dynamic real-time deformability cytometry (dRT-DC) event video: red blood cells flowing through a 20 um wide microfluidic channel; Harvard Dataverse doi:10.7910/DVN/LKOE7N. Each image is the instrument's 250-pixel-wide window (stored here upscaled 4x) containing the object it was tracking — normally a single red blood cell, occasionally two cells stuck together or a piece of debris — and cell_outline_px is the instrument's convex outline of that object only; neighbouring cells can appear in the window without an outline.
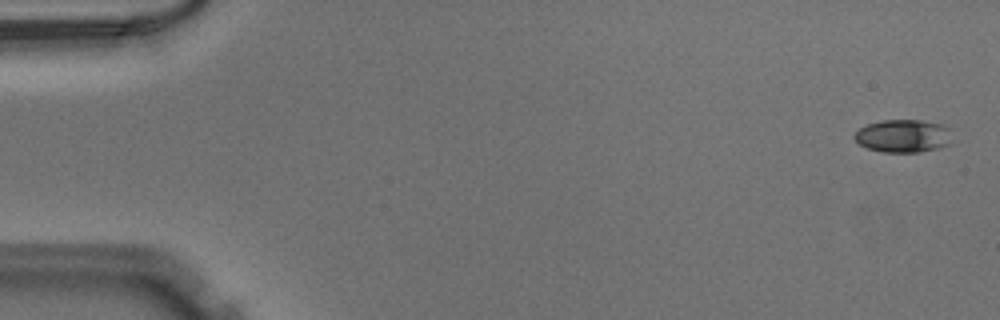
{"species": "Egyptian fruit bat (a non-hibernating species)", "species_latin": "Rousettus aegyptiacus", "temperature_condition": "warm", "stored_images_in_passage": 8, "camera_frame_rate_fps": 3000, "um_per_image_px": 0.085, "animal": {"sex": "male"}, "frame": {"image": 1, "passage_image": 1, "time_ms": 0.0, "image_size_px": [1000, 320], "cell_outline_px": [[952, 144], [920, 152], [884, 152], [868, 148], [860, 144], [852, 136], [860, 128], [868, 124], [884, 120], [920, 120], [944, 124], [952, 128]], "centroid_in_image_um": [76.85, 11.55], "position_along_channel_um": 8.2, "area_um2": 18.96}}